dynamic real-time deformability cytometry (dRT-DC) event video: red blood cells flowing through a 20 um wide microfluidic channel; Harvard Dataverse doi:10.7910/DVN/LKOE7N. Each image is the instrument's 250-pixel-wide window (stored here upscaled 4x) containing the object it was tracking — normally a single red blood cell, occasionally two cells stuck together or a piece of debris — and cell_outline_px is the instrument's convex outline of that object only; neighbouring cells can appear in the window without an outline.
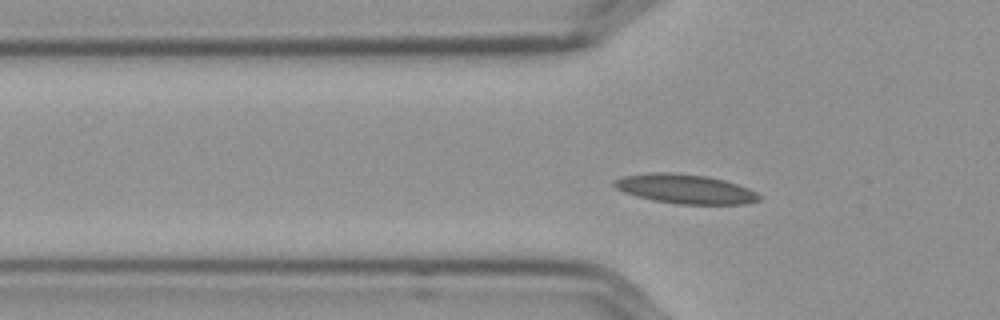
{"species": "Egyptian fruit bat (a non-hibernating species)", "species_latin": "Rousettus aegyptiacus", "temperature_condition": "cold", "stored_images_in_passage": 40, "camera_frame_rate_fps": 3000, "um_per_image_px": 0.085, "frame": {"image": 1, "passage_image": 2, "time_ms": 0.333, "image_size_px": [1000, 320], "cell_outline_px": [[760, 200], [748, 204], [676, 204], [652, 200], [636, 196], [624, 192], [616, 188], [612, 184], [612, 180], [624, 176], [648, 172], [668, 172], [708, 176], [724, 180], [748, 188], [756, 192], [760, 196]], "centroid_in_image_um": [58.22, 16.06], "position_along_channel_um": 67.6, "area_um2": 24.91}}
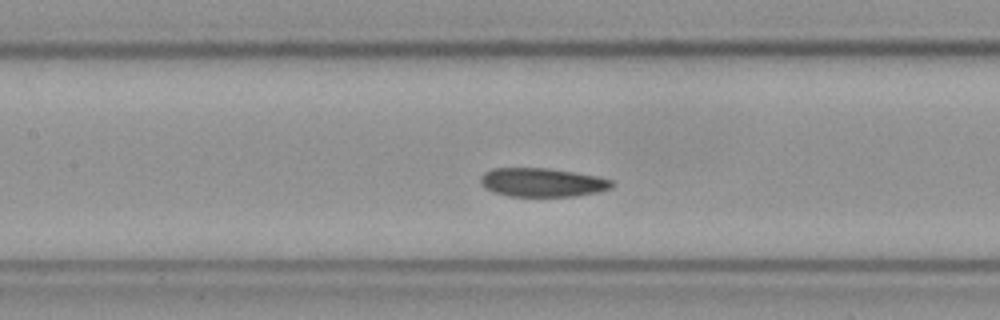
{"frame": {"image": 2, "passage_image": 10, "time_ms": 3.0, "image_size_px": [1000, 320], "cell_outline_px": [[616, 184], [612, 188], [600, 192], [572, 196], [508, 196], [484, 188], [480, 184], [480, 176], [484, 172], [492, 168], [548, 168], [600, 176], [612, 180]], "centroid_in_image_um": [46.12, 15.5], "position_along_channel_um": 161.3, "area_um2": 22.25}}
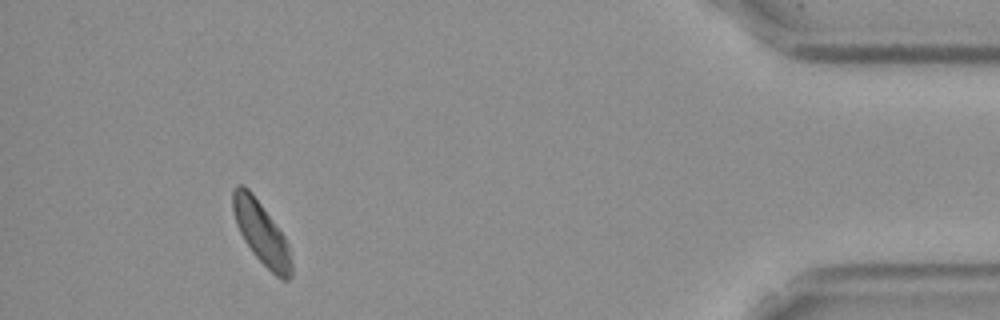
{"frame": {"image": 3, "passage_image": 36, "time_ms": 11.667, "image_size_px": [1000, 320], "cell_outline_px": [[292, 276], [288, 280], [280, 280], [252, 252], [244, 240], [236, 224], [232, 208], [232, 192], [236, 184], [240, 184], [248, 188], [252, 192], [284, 236], [288, 244], [292, 264]], "centroid_in_image_um": [22.21, 19.8], "position_along_channel_um": 413.0, "area_um2": 21.15}, "authors_computed_cell_mechanics": {"area_um2": 22.2241, "velocity_mm_per_s": 3.5483, "shape_relaxation_time_tau1_ms": null, "shape_relaxation_time_tau2_ms": 7.8633, "deformation_change_tau1": null, "deformation_change_tau2": 0.1123}}